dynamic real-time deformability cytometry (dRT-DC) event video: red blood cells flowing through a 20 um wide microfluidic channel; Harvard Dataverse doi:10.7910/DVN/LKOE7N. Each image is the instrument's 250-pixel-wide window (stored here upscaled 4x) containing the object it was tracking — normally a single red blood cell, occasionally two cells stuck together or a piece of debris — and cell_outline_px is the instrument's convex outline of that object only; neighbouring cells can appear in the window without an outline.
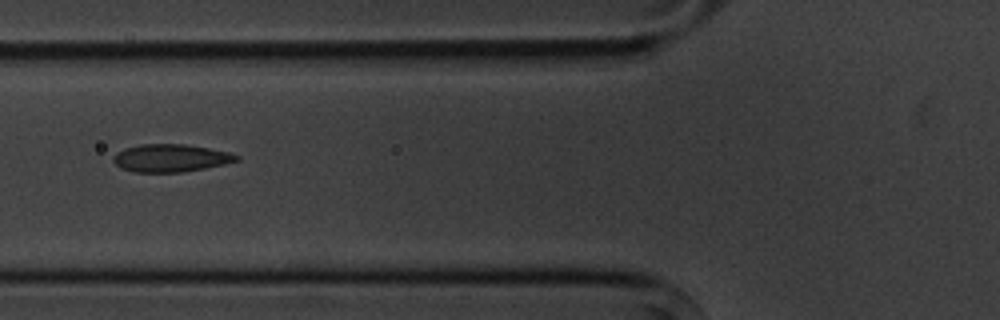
{"species": "common noctule bat (a hibernating species)", "species_latin": "Nyctalus noctula", "temperature_condition": "cold", "stored_images_in_passage": 7, "camera_frame_rate_fps": 3000, "um_per_image_px": 0.085, "animal": {"sex": "male", "body_mass_g": 20.1, "forearm_length_mm": 53.5}, "frame": {"image": 1, "passage_image": 5, "time_ms": 4.667, "image_size_px": [1000, 320], "cell_outline_px": [[240, 160], [224, 164], [184, 172], [132, 172], [120, 168], [112, 160], [112, 156], [116, 152], [124, 148], [140, 144], [184, 144], [208, 148], [228, 152], [240, 156]], "centroid_in_image_um": [14.47, 13.43], "position_along_channel_um": 111.3, "area_um2": 20.0}}
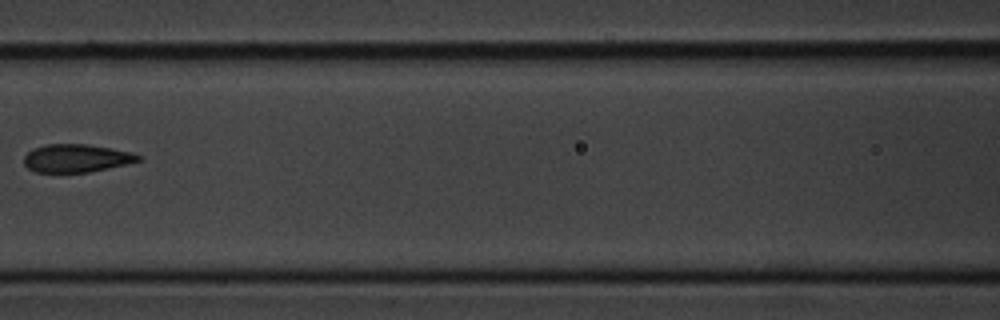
{"frame": {"image": 2, "passage_image": 6, "time_ms": 6.0, "image_size_px": [1000, 320], "cell_outline_px": [[140, 160], [108, 168], [88, 172], [36, 172], [28, 168], [24, 164], [24, 156], [28, 152], [44, 144], [88, 144], [112, 148], [132, 152], [140, 156]], "centroid_in_image_um": [6.47, 13.44], "position_along_channel_um": 160.1, "area_um2": 18.5}}
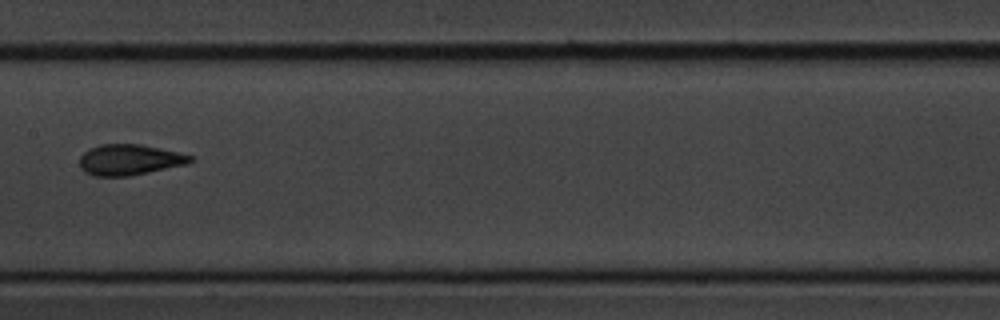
{"frame": {"image": 3, "passage_image": 7, "time_ms": 7.0, "image_size_px": [1000, 320], "cell_outline_px": [[196, 160], [188, 164], [128, 176], [96, 176], [84, 172], [80, 168], [80, 156], [88, 148], [100, 144], [140, 144], [160, 148], [192, 156]], "centroid_in_image_um": [10.99, 13.57], "position_along_channel_um": 196.4, "area_um2": 19.88}}